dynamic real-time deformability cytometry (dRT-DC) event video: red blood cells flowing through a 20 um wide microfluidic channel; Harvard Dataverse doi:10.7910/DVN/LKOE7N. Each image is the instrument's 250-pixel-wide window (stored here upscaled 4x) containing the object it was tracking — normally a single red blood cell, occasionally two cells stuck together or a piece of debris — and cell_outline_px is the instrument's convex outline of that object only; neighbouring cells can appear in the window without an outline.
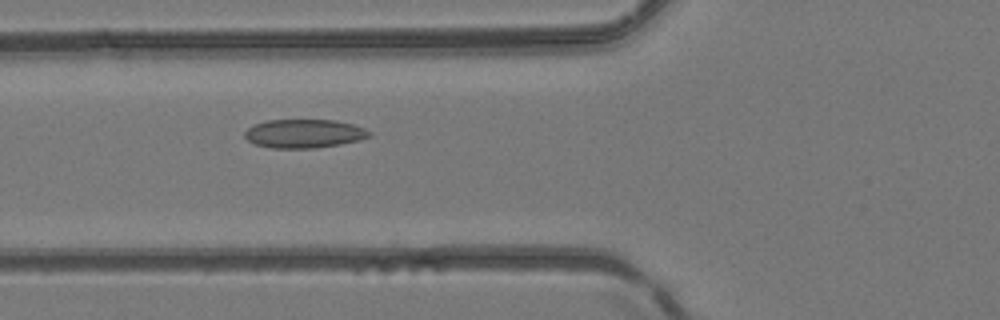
{"species": "common noctule bat (a hibernating species)", "species_latin": "Nyctalus noctula", "temperature_condition": "room temperature", "stored_images_in_passage": 5, "camera_frame_rate_fps": 3000, "um_per_image_px": 0.085, "animal": {"sex": "female", "body_mass_g": 24.6, "forearm_length_mm": 56.2}, "frame": {"image": 1, "passage_image": 5, "time_ms": 1.333, "image_size_px": [1000, 320], "cell_outline_px": [[372, 136], [360, 140], [340, 144], [316, 148], [272, 148], [256, 144], [248, 140], [244, 136], [244, 132], [248, 128], [256, 124], [268, 120], [332, 120], [352, 124], [364, 128], [372, 132]], "centroid_in_image_um": [25.88, 11.36], "position_along_channel_um": 99.9, "area_um2": 20.75}}